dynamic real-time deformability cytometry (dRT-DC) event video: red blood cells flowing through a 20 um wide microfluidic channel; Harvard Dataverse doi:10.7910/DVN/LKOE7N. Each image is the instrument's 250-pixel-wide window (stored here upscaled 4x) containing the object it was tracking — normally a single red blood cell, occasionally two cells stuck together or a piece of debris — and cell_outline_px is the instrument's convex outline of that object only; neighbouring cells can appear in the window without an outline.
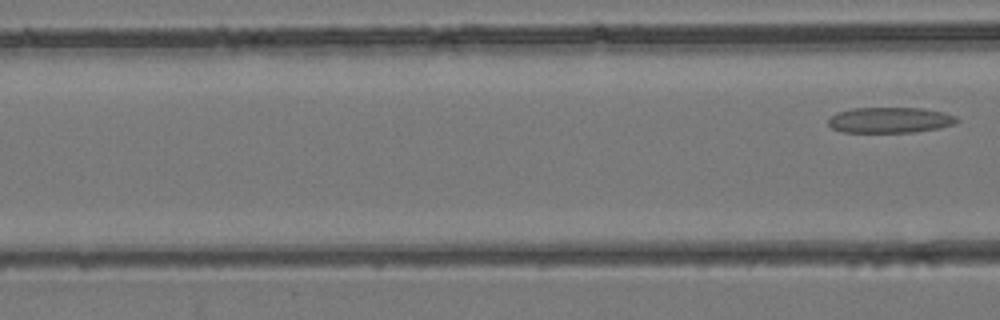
{"species": "common noctule bat (a hibernating species)", "species_latin": "Nyctalus noctula", "temperature_condition": "room temperature", "stored_images_in_passage": 5, "segment_of_instrument_passage": [2, 2], "camera_frame_rate_fps": 3000, "um_per_image_px": 0.085, "animal": {"sex": "female", "body_mass_g": 24.6, "forearm_length_mm": 56.2}, "frame": {"image": 1, "passage_image": 5, "time_ms": 1.333, "image_size_px": [1000, 320], "cell_outline_px": [[960, 120], [956, 124], [940, 128], [912, 132], [840, 132], [832, 128], [828, 124], [828, 120], [836, 112], [852, 108], [920, 108], [944, 112], [956, 116]], "centroid_in_image_um": [75.66, 10.2], "position_along_channel_um": 90.9, "area_um2": 19.36}}